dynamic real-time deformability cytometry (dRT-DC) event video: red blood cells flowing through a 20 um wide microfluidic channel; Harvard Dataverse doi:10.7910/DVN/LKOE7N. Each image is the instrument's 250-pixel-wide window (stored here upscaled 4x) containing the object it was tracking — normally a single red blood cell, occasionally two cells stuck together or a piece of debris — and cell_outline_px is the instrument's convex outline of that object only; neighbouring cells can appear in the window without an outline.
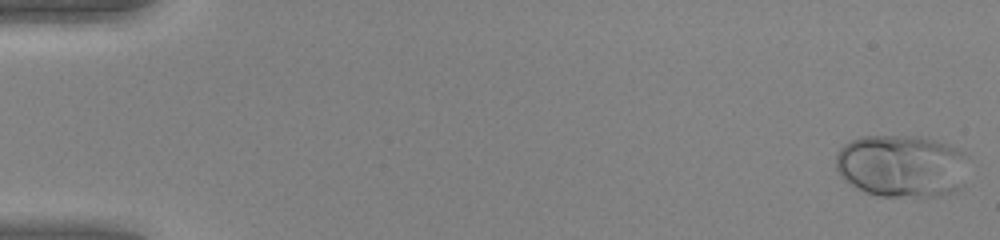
{"species": "human", "species_latin": "Homo sapiens", "temperature_condition": "warm", "stored_images_in_passage": 49, "camera_frame_rate_fps": 3000, "um_per_image_px": 0.085, "donor": {"sex": "female"}, "frame": {"image": 1, "passage_image": 1, "time_ms": 0.0, "image_size_px": [1000, 240], "cell_outline_px": [[972, 156], [964, 184], [956, 192], [936, 196], [880, 196], [864, 192], [856, 188], [844, 180], [836, 168], [836, 152], [844, 144], [860, 136], [920, 136], [936, 140], [956, 148]], "centroid_in_image_um": [76.71, 14.11], "position_along_channel_um": 8.3, "area_um2": 49.42}}
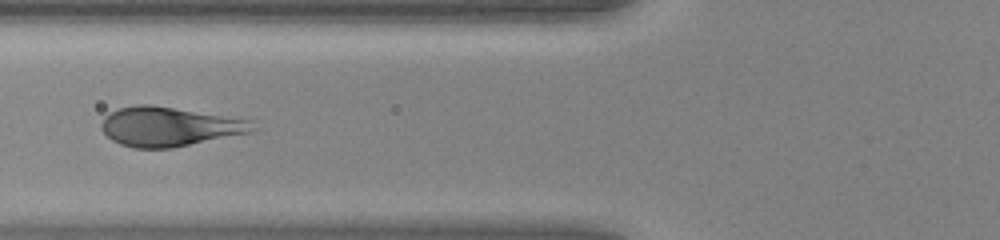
{"frame": {"image": 2, "passage_image": 20, "time_ms": 6.333, "image_size_px": [1000, 240], "cell_outline_px": [[256, 128], [252, 132], [172, 148], [136, 148], [120, 144], [112, 140], [100, 128], [100, 124], [104, 116], [116, 108], [136, 104], [148, 104], [252, 120]], "centroid_in_image_um": [14.35, 10.76], "position_along_channel_um": 111.4, "area_um2": 34.62}}
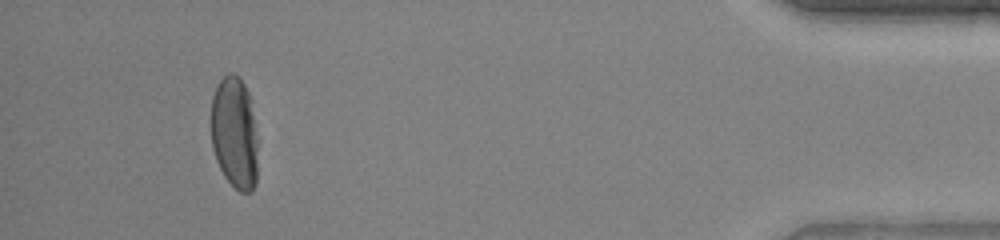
{"frame": {"image": 3, "passage_image": 46, "time_ms": 15.0, "image_size_px": [1000, 240], "cell_outline_px": [[256, 184], [252, 192], [240, 192], [224, 176], [216, 160], [212, 148], [212, 96], [216, 84], [228, 72], [232, 72], [244, 84], [252, 100], [256, 136]], "centroid_in_image_um": [19.93, 11.28], "position_along_channel_um": 415.3, "area_um2": 30.58}}